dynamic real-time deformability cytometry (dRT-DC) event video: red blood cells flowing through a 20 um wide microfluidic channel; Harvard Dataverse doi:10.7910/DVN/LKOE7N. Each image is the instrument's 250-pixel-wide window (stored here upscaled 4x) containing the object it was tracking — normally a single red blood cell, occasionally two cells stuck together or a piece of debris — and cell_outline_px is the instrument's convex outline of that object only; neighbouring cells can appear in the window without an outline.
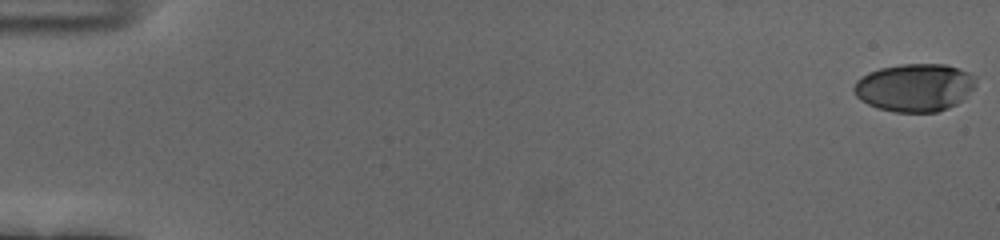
{"species": "human", "species_latin": "Homo sapiens", "temperature_condition": "cold", "stored_images_in_passage": 56, "camera_frame_rate_fps": 3000, "um_per_image_px": 0.085, "donor": {"sex": "female"}, "frame": {"image": 1, "passage_image": 1, "time_ms": 0.0, "image_size_px": [1000, 240], "cell_outline_px": [[976, 84], [956, 104], [948, 108], [936, 112], [896, 112], [876, 108], [860, 100], [856, 96], [852, 88], [856, 80], [868, 72], [880, 68], [900, 64], [944, 64], [968, 72], [976, 76]], "centroid_in_image_um": [77.7, 7.44], "position_along_channel_um": 7.3, "area_um2": 33.99}}
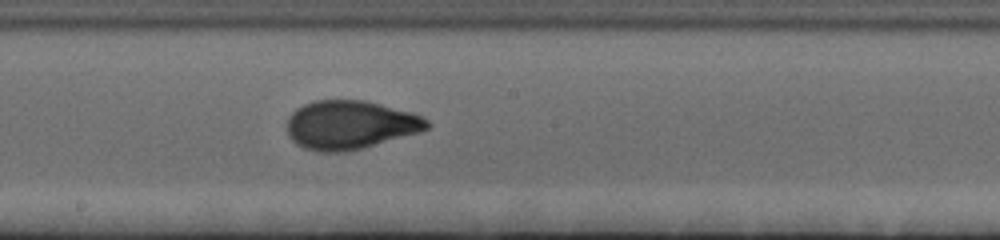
{"frame": {"image": 2, "passage_image": 32, "time_ms": 10.333, "image_size_px": [1000, 240], "cell_outline_px": [[432, 124], [428, 128], [420, 132], [348, 152], [320, 152], [304, 148], [296, 144], [288, 136], [288, 116], [296, 108], [304, 104], [316, 100], [364, 100], [412, 112], [428, 120]], "centroid_in_image_um": [29.76, 10.62], "position_along_channel_um": 218.4, "area_um2": 39.82}}
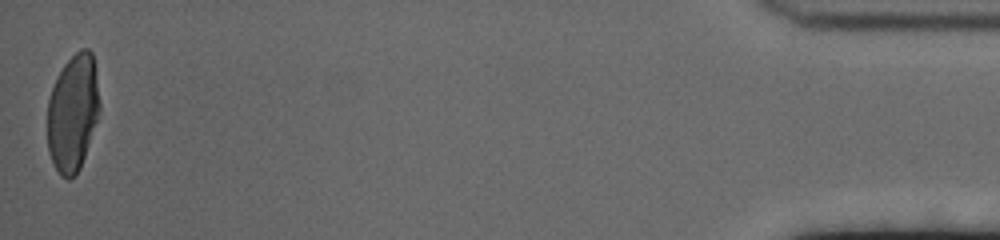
{"frame": {"image": 3, "passage_image": 56, "time_ms": 18.333, "image_size_px": [1000, 240], "cell_outline_px": [[100, 112], [80, 168], [68, 180], [60, 176], [48, 152], [48, 100], [56, 76], [64, 64], [80, 48], [88, 48], [92, 52], [100, 104]], "centroid_in_image_um": [6.19, 9.57], "position_along_channel_um": 429.0, "area_um2": 35.49}, "authors_computed_cell_mechanics": {"area_um2": 37.859, "velocity_mm_per_s": 3.6985, "shape_relaxation_time_tau1_ms": 4.5038, "shape_relaxation_time_tau2_ms": 0.8975, "deformation_change_tau1": 0.2129, "deformation_change_tau2": 0.058}}